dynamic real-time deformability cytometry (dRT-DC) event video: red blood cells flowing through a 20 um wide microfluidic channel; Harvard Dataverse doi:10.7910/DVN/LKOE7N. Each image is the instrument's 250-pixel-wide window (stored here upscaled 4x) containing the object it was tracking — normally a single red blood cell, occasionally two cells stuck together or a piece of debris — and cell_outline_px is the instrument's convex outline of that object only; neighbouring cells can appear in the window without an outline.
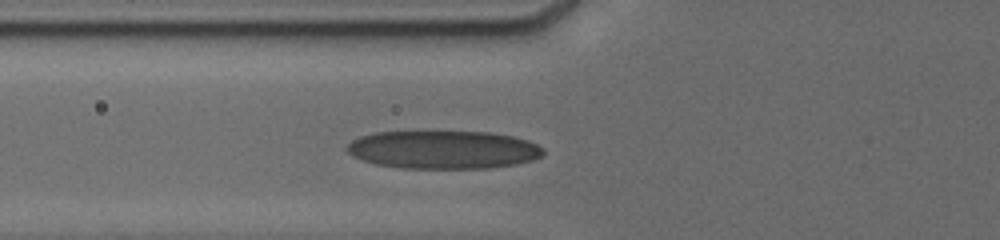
{"species": "human", "species_latin": "Homo sapiens", "temperature_condition": "cold", "stored_images_in_passage": 9, "camera_frame_rate_fps": 3000, "um_per_image_px": 0.085, "donor": {"sex": "male"}, "frame": {"image": 1, "passage_image": 6, "time_ms": 4.0, "image_size_px": [1000, 240], "cell_outline_px": [[544, 152], [540, 156], [532, 160], [516, 164], [488, 168], [400, 168], [376, 164], [360, 160], [352, 156], [344, 148], [352, 140], [360, 136], [376, 132], [488, 132], [512, 136], [528, 140], [544, 148]], "centroid_in_image_um": [37.65, 12.73], "position_along_channel_um": 88.2, "area_um2": 43.7}}
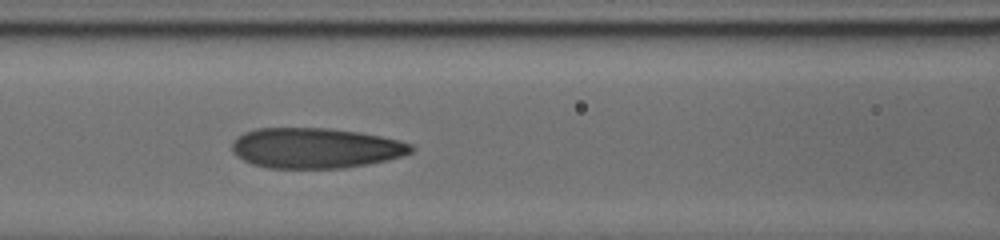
{"frame": {"image": 2, "passage_image": 8, "time_ms": 5.333, "image_size_px": [1000, 240], "cell_outline_px": [[416, 148], [412, 152], [404, 156], [388, 160], [368, 164], [344, 168], [268, 168], [252, 164], [236, 156], [232, 152], [232, 144], [236, 136], [244, 132], [256, 128], [328, 128], [360, 132], [400, 140], [412, 144]], "centroid_in_image_um": [26.83, 12.58], "position_along_channel_um": 139.8, "area_um2": 42.54}}
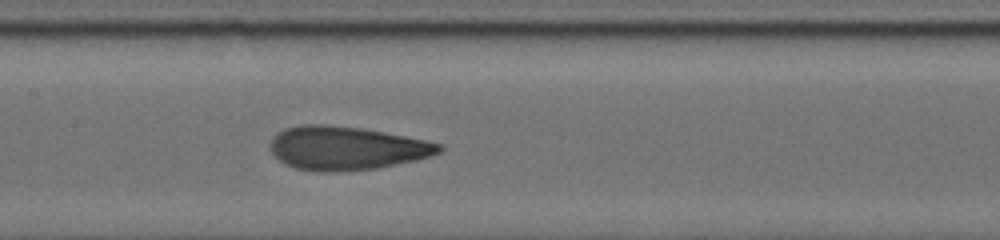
{"frame": {"image": 3, "passage_image": 9, "time_ms": 6.333, "image_size_px": [1000, 240], "cell_outline_px": [[444, 148], [440, 152], [416, 160], [376, 168], [336, 172], [320, 172], [296, 168], [280, 160], [272, 152], [268, 144], [284, 128], [300, 124], [324, 124], [360, 128], [384, 132], [424, 140], [440, 144]], "centroid_in_image_um": [29.42, 12.59], "position_along_channel_um": 178.0, "area_um2": 42.48}}